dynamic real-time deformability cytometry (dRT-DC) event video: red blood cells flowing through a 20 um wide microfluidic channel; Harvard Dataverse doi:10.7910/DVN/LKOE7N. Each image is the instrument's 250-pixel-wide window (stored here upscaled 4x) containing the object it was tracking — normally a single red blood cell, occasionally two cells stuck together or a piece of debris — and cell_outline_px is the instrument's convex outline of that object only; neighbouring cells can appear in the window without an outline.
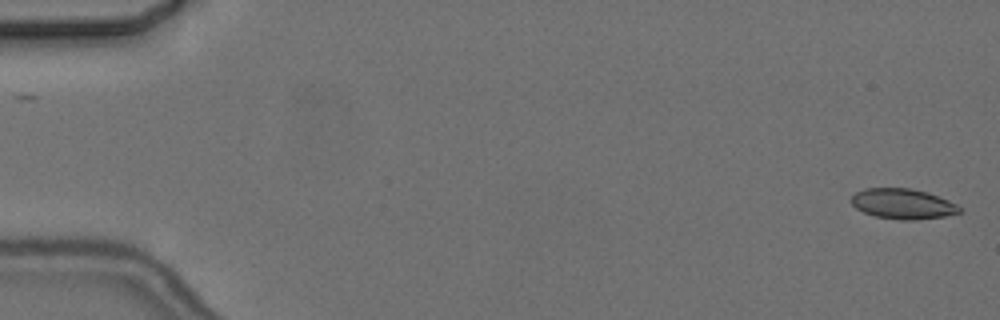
{"species": "common noctule bat (a hibernating species)", "species_latin": "Nyctalus noctula", "temperature_condition": "cold", "stored_images_in_passage": 2, "camera_frame_rate_fps": 3000, "um_per_image_px": 0.085, "animal": {"sex": "female", "body_mass_g": 24.6, "forearm_length_mm": 56.2}, "frame": {"image": 1, "passage_image": 2, "time_ms": 1.333, "image_size_px": [1000, 320], "cell_outline_px": [[964, 212], [944, 216], [912, 220], [900, 220], [876, 216], [864, 212], [856, 208], [852, 204], [852, 196], [856, 192], [864, 188], [912, 188], [928, 192], [948, 200], [964, 208]], "centroid_in_image_um": [76.78, 17.32], "position_along_channel_um": 8.2, "area_um2": 19.19}}